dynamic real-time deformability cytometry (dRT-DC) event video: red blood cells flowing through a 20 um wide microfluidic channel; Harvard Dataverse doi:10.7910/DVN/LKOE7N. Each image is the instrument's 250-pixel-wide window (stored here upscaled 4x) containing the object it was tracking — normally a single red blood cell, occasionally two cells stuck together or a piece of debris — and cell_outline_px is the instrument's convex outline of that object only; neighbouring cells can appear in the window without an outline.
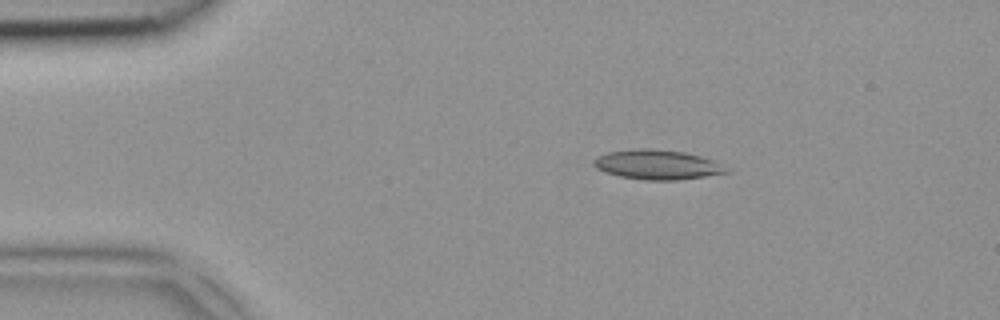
{"species": "common noctule bat (a hibernating species)", "species_latin": "Nyctalus noctula", "temperature_condition": "room temperature", "stored_images_in_passage": 4, "camera_frame_rate_fps": 3000, "um_per_image_px": 0.085, "animal": {"sex": "female", "body_mass_g": 18.4}, "frame": {"image": 1, "passage_image": 2, "time_ms": 0.333, "image_size_px": [1000, 320], "cell_outline_px": [[732, 172], [676, 180], [644, 180], [620, 176], [604, 172], [596, 168], [592, 164], [592, 160], [596, 156], [608, 152], [636, 148], [652, 148], [684, 152], [700, 156], [712, 160]], "centroid_in_image_um": [55.8, 13.99], "position_along_channel_um": 29.2, "area_um2": 22.89}}
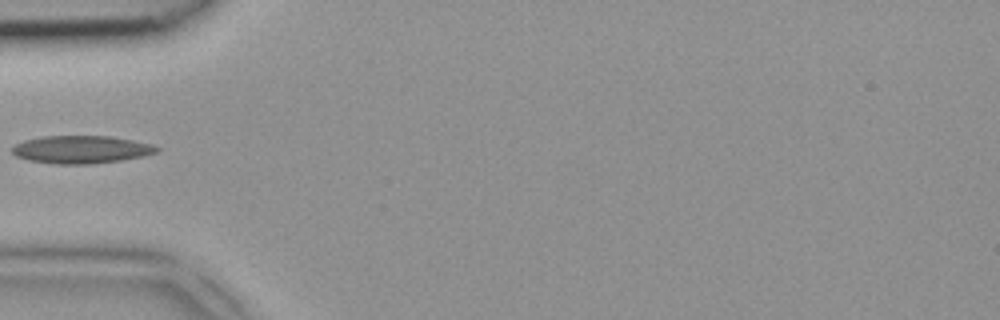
{"frame": {"image": 2, "passage_image": 4, "time_ms": 1.0, "image_size_px": [1000, 320], "cell_outline_px": [[160, 148], [156, 152], [144, 156], [120, 160], [92, 164], [56, 164], [28, 160], [16, 156], [12, 152], [12, 148], [16, 144], [24, 140], [40, 136], [112, 136], [152, 144]], "centroid_in_image_um": [6.89, 12.7], "position_along_channel_um": 78.1, "area_um2": 23.41}}